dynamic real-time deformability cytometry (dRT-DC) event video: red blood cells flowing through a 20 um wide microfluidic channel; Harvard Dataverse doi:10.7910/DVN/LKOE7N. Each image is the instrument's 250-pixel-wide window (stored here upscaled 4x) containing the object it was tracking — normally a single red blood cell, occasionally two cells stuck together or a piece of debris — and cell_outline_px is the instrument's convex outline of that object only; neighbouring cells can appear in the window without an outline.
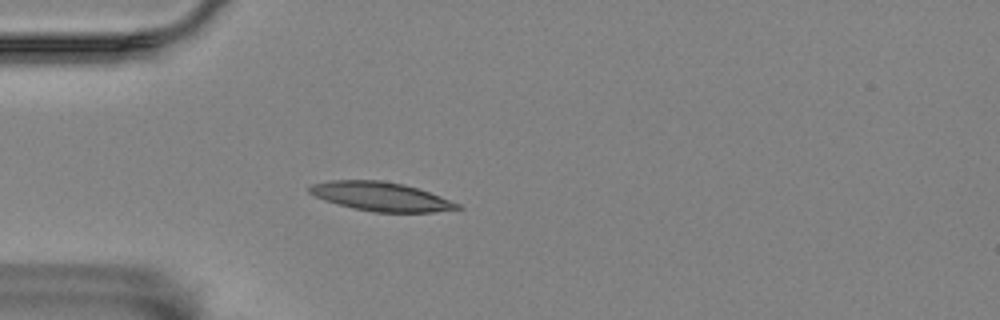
{"species": "Egyptian fruit bat (a non-hibernating species)", "species_latin": "Rousettus aegyptiacus", "temperature_condition": "room temperature", "stored_images_in_passage": 4, "camera_frame_rate_fps": 3000, "um_per_image_px": 0.085, "animal": {"sex": "female"}, "frame": {"image": 1, "passage_image": 4, "time_ms": 3.667, "image_size_px": [1000, 320], "cell_outline_px": [[464, 208], [432, 212], [372, 212], [352, 208], [324, 200], [308, 192], [308, 188], [312, 184], [332, 180], [380, 180], [404, 184], [428, 192], [460, 204]], "centroid_in_image_um": [32.36, 16.71], "position_along_channel_um": 52.6, "area_um2": 24.74}}